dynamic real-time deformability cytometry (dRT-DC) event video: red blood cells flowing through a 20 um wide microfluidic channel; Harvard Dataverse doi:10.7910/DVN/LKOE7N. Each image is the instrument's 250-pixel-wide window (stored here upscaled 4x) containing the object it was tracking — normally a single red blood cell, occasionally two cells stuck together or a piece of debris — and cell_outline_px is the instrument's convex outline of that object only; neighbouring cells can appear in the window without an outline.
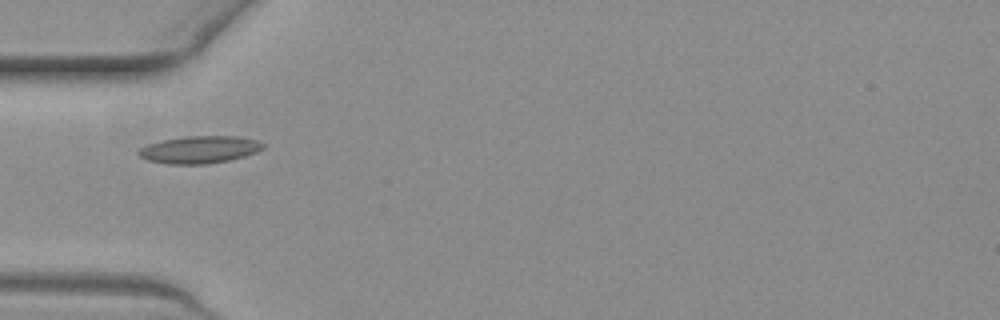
{"species": "common noctule bat (a hibernating species)", "species_latin": "Nyctalus noctula", "temperature_condition": "warm", "stored_images_in_passage": 36, "camera_frame_rate_fps": 3000, "um_per_image_px": 0.085, "animal": {"sex": "female", "body_mass_g": 19.3, "forearm_length_mm": 54.1}, "frame": {"image": 1, "passage_image": 1, "time_ms": 0.0, "image_size_px": [1000, 320], "cell_outline_px": [[264, 148], [256, 152], [244, 156], [228, 160], [204, 164], [168, 164], [148, 160], [140, 156], [136, 152], [140, 148], [148, 144], [164, 140], [184, 136], [240, 136], [256, 140], [264, 144]], "centroid_in_image_um": [16.96, 12.71], "position_along_channel_um": 68.0, "area_um2": 19.71}}
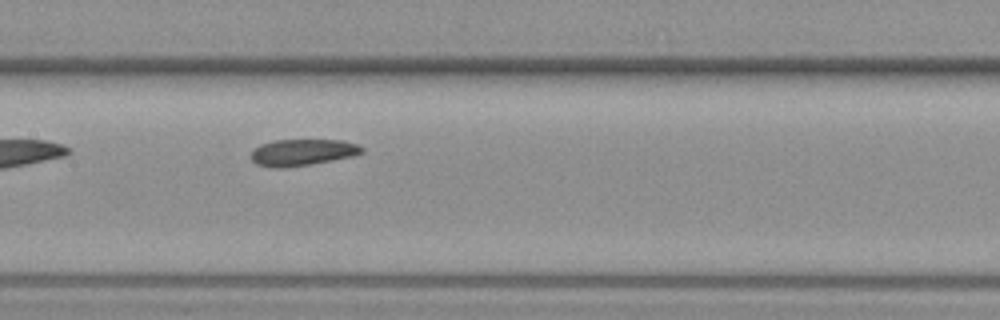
{"frame": {"image": 2, "passage_image": 10, "time_ms": 3.0, "image_size_px": [1000, 320], "cell_outline_px": [[364, 152], [356, 156], [312, 164], [284, 168], [268, 168], [256, 164], [252, 160], [252, 152], [260, 144], [272, 140], [340, 140], [356, 144], [364, 148]], "centroid_in_image_um": [25.72, 12.96], "position_along_channel_um": 181.7, "area_um2": 17.34}}
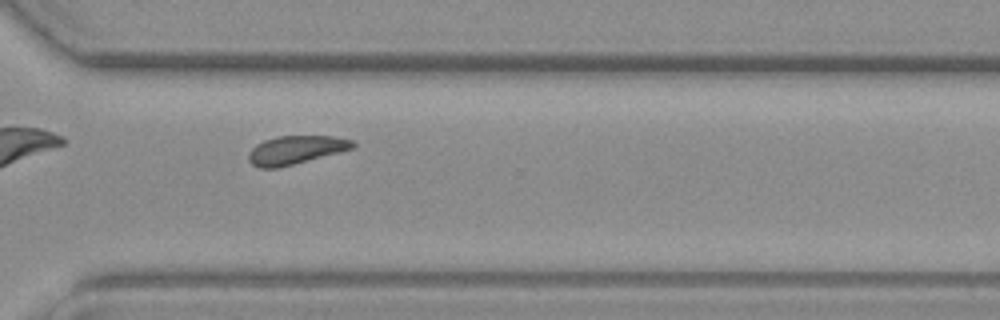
{"frame": {"image": 3, "passage_image": 23, "time_ms": 7.333, "image_size_px": [1000, 320], "cell_outline_px": [[356, 148], [280, 168], [260, 168], [252, 164], [248, 160], [248, 152], [256, 144], [264, 140], [276, 136], [332, 136], [352, 140], [356, 144]], "centroid_in_image_um": [25.14, 12.75], "position_along_channel_um": 345.5, "area_um2": 17.51}, "authors_computed_cell_mechanics": {"area_um2": 17.4267, "velocity_mm_per_s": 3.7876, "shape_relaxation_time_tau1_ms": null, "shape_relaxation_time_tau2_ms": 1.8365, "deformation_change_tau1": null, "deformation_change_tau2": 0.0774}}